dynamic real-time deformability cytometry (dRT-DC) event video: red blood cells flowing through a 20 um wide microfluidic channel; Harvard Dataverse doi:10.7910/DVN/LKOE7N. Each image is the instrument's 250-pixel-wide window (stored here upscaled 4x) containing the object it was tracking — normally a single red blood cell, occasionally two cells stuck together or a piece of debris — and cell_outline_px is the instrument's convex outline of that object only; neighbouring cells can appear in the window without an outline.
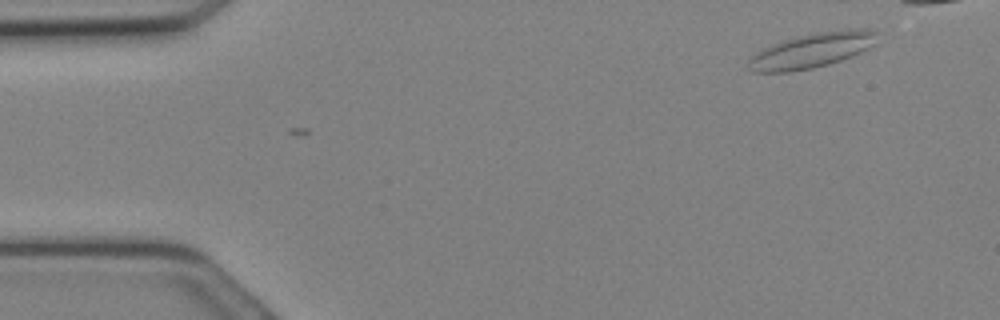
{"species": "Egyptian fruit bat (a non-hibernating species)", "species_latin": "Rousettus aegyptiacus", "temperature_condition": "cold", "stored_images_in_passage": 2, "camera_frame_rate_fps": 3000, "um_per_image_px": 0.085, "animal": {"sex": "female"}, "frame": {"image": 1, "passage_image": 2, "time_ms": 0.333, "image_size_px": [1000, 320], "cell_outline_px": [[880, 32], [872, 44], [868, 48], [852, 56], [828, 64], [812, 68], [788, 72], [752, 72], [748, 68], [748, 60], [756, 52], [772, 44], [800, 36], [816, 32], [848, 28], [872, 28]], "centroid_in_image_um": [69.04, 4.27], "position_along_channel_um": 16.0, "area_um2": 26.13}}